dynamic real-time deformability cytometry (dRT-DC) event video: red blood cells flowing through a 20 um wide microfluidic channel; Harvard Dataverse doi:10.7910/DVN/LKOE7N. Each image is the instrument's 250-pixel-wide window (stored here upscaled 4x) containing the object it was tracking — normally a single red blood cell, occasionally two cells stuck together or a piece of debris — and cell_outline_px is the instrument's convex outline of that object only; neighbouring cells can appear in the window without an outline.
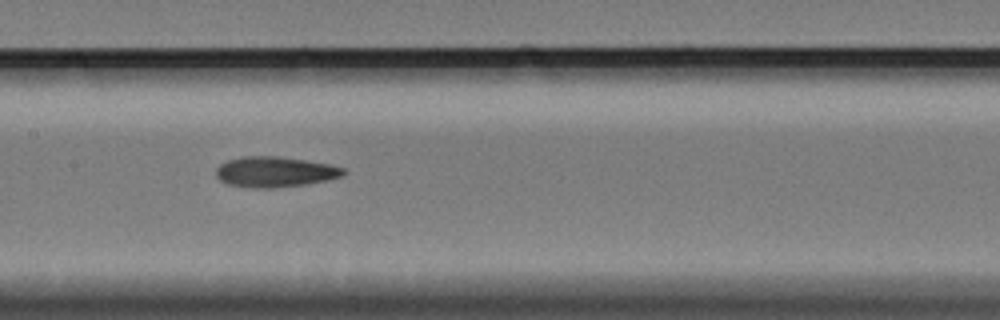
{"species": "Egyptian fruit bat (a non-hibernating species)", "species_latin": "Rousettus aegyptiacus", "temperature_condition": "cold", "stored_images_in_passage": 11, "camera_frame_rate_fps": 3000, "um_per_image_px": 0.085, "animal": {"sex": "female"}, "frame": {"image": 1, "passage_image": 10, "time_ms": 3.0, "image_size_px": [1000, 320], "cell_outline_px": [[348, 172], [344, 176], [328, 180], [308, 184], [272, 188], [252, 188], [228, 184], [220, 180], [216, 176], [216, 168], [220, 164], [228, 160], [240, 156], [276, 156], [304, 160], [328, 164], [344, 168]], "centroid_in_image_um": [23.38, 14.61], "position_along_channel_um": 184.0, "area_um2": 22.77}}